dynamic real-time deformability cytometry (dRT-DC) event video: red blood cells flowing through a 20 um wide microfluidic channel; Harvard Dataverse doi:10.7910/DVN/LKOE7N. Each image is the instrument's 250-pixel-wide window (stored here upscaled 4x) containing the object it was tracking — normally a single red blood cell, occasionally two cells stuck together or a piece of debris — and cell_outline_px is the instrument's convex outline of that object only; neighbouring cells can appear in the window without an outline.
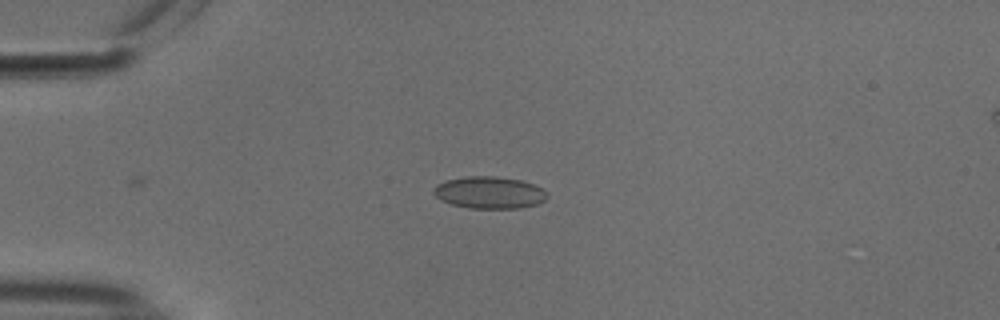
{"species": "common noctule bat (a hibernating species)", "species_latin": "Nyctalus noctula", "temperature_condition": "cold", "stored_images_in_passage": 7, "camera_frame_rate_fps": 3000, "um_per_image_px": 0.085, "animal": {"sex": "male", "body_mass_g": 18.8}, "frame": {"image": 1, "passage_image": 1, "time_ms": 0.0, "image_size_px": [1000, 320], "cell_outline_px": [[548, 196], [544, 200], [536, 204], [520, 208], [468, 208], [452, 204], [440, 200], [432, 192], [432, 188], [436, 184], [444, 180], [468, 176], [496, 176], [520, 180], [532, 184], [548, 192]], "centroid_in_image_um": [41.55, 16.36], "position_along_channel_um": 43.4, "area_um2": 21.27}}
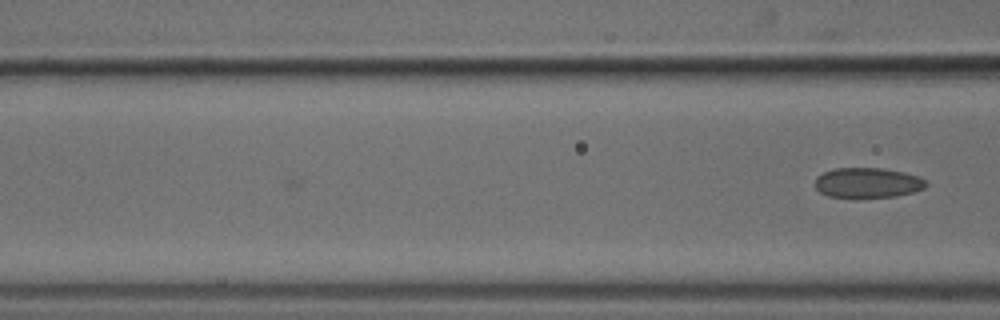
{"frame": {"image": 2, "passage_image": 7, "time_ms": 2.0, "image_size_px": [1000, 320], "cell_outline_px": [[928, 184], [924, 188], [912, 192], [896, 196], [856, 200], [828, 196], [820, 192], [816, 188], [816, 176], [824, 172], [836, 168], [880, 168], [904, 172], [916, 176], [924, 180]], "centroid_in_image_um": [73.71, 15.57], "position_along_channel_um": 92.9, "area_um2": 19.94}}